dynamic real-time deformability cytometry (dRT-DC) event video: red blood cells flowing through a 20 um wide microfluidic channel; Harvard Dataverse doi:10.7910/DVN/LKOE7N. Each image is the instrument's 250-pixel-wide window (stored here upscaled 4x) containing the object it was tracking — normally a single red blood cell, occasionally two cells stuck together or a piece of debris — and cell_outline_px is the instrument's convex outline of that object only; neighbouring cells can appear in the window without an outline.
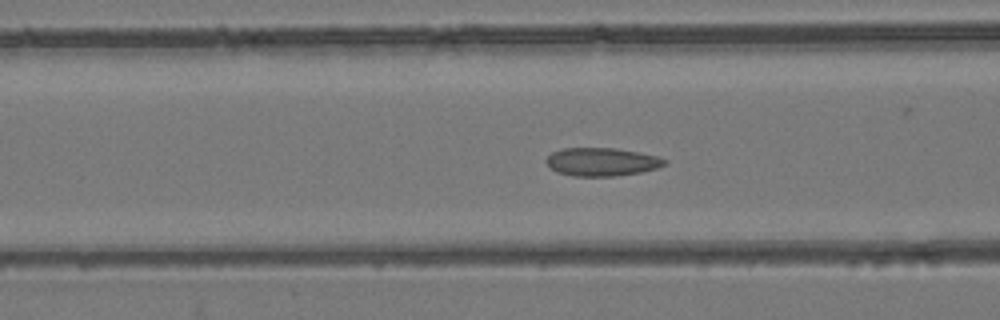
{"species": "common noctule bat (a hibernating species)", "species_latin": "Nyctalus noctula", "temperature_condition": "room temperature", "stored_images_in_passage": 53, "camera_frame_rate_fps": 3000, "um_per_image_px": 0.085, "animal": {"sex": "female", "body_mass_g": 24.6, "forearm_length_mm": 56.2}, "frame": {"image": 1, "passage_image": 21, "time_ms": 6.667, "image_size_px": [1000, 320], "cell_outline_px": [[668, 164], [656, 168], [640, 172], [612, 176], [572, 176], [556, 172], [544, 160], [552, 152], [564, 148], [616, 148], [660, 156], [668, 160]], "centroid_in_image_um": [51.18, 13.75], "position_along_channel_um": 115.4, "area_um2": 19.54}}
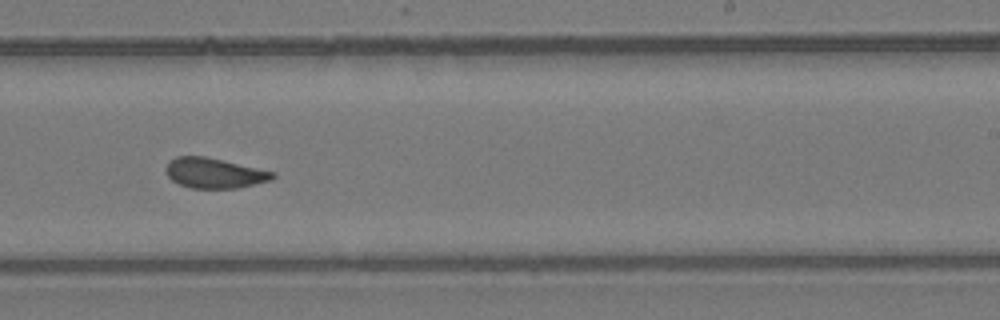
{"frame": {"image": 2, "passage_image": 33, "time_ms": 10.667, "image_size_px": [1000, 320], "cell_outline_px": [[276, 176], [272, 180], [236, 188], [192, 188], [180, 184], [172, 180], [168, 176], [164, 168], [176, 156], [204, 156], [276, 172]], "centroid_in_image_um": [18.23, 14.71], "position_along_channel_um": 270.8, "area_um2": 18.61}}
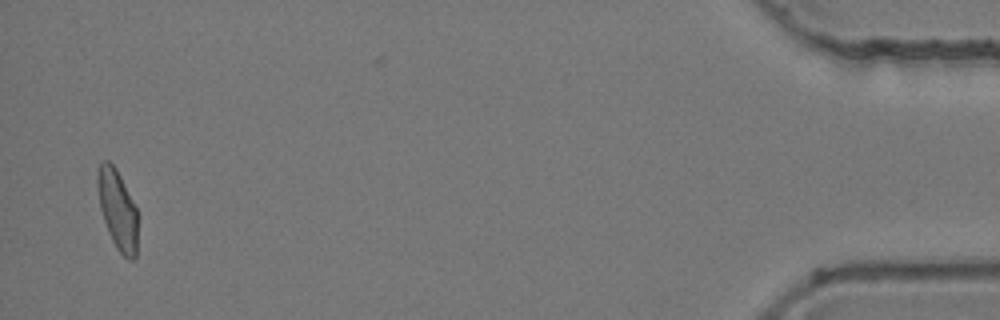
{"frame": {"image": 3, "passage_image": 52, "time_ms": 17.0, "image_size_px": [1000, 320], "cell_outline_px": [[136, 256], [132, 260], [128, 260], [116, 248], [108, 232], [100, 208], [96, 184], [96, 176], [100, 164], [104, 160], [108, 160], [116, 168], [136, 208]], "centroid_in_image_um": [9.96, 17.8], "position_along_channel_um": 425.2, "area_um2": 18.38}, "authors_computed_cell_mechanics": {"area_um2": 19.2474, "velocity_mm_per_s": 3.8807, "shape_relaxation_time_tau1_ms": null, "shape_relaxation_time_tau2_ms": 1.6138, "deformation_change_tau1": null, "deformation_change_tau2": 0.0696}}